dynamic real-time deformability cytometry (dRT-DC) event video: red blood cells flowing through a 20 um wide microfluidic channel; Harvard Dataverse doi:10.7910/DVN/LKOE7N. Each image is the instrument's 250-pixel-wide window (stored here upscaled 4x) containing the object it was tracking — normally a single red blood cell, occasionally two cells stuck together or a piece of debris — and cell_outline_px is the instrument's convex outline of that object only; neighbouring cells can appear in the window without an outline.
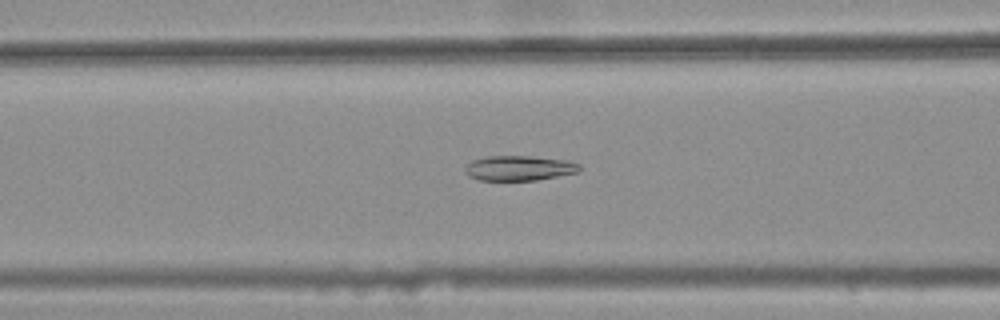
{"species": "common noctule bat (a hibernating species)", "species_latin": "Nyctalus noctula", "temperature_condition": "warm", "stored_images_in_passage": 35, "camera_frame_rate_fps": 3000, "um_per_image_px": 0.085, "animal": {"sex": "female", "body_mass_g": 25.1}, "frame": {"image": 1, "passage_image": 9, "time_ms": 2.667, "image_size_px": [1000, 320], "cell_outline_px": [[568, 172], [528, 180], [488, 180], [476, 176], [480, 160], [552, 160], [568, 164]], "centroid_in_image_um": [44.15, 14.4], "position_along_channel_um": 122.4, "area_um2": 11.5}}
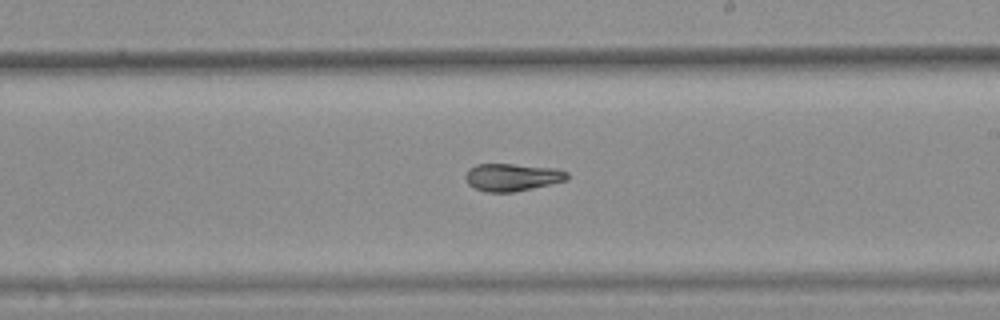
{"frame": {"image": 2, "passage_image": 19, "time_ms": 6.0, "image_size_px": [1000, 320], "cell_outline_px": [[568, 176], [560, 180], [544, 184], [504, 192], [496, 192], [480, 188], [472, 184], [468, 180], [468, 176], [472, 168], [484, 164], [504, 164], [564, 172]], "centroid_in_image_um": [43.44, 15.06], "position_along_channel_um": 245.6, "area_um2": 13.81}}
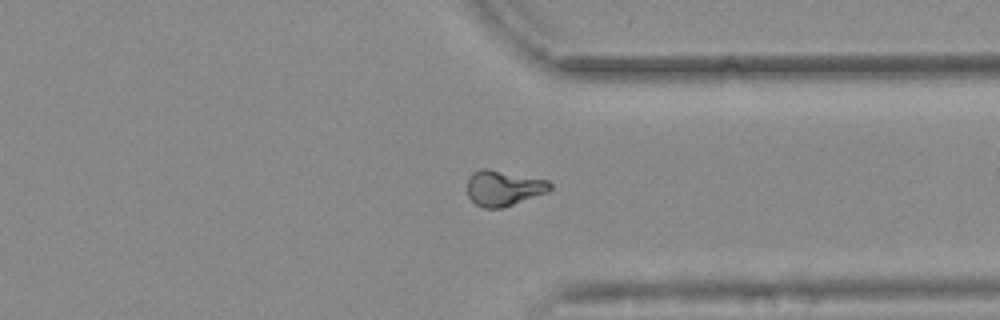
{"frame": {"image": 3, "passage_image": 29, "time_ms": 9.333, "image_size_px": [1000, 320], "cell_outline_px": [[548, 188], [540, 192], [508, 204], [492, 208], [480, 204], [472, 200], [468, 192], [468, 188], [472, 176], [480, 172], [496, 172], [544, 180], [548, 184]], "centroid_in_image_um": [42.73, 16.01], "position_along_channel_um": 368.7, "area_um2": 14.28}}